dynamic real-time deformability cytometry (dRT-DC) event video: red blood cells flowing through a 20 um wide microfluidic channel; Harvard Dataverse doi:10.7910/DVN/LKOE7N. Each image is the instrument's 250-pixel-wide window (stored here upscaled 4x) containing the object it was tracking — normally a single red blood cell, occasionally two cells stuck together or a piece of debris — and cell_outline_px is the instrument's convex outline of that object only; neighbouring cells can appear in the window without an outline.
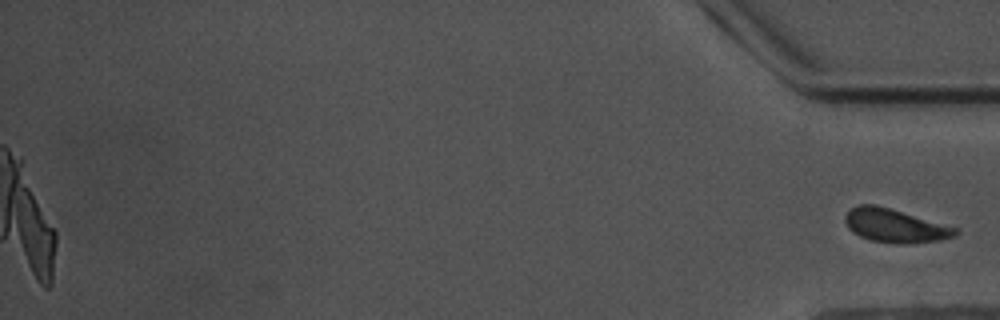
{"species": "common noctule bat (a hibernating species)", "species_latin": "Nyctalus noctula", "temperature_condition": "warm", "stored_images_in_passage": 60, "camera_frame_rate_fps": 3000, "um_per_image_px": 0.085, "animal": {"sex": "male", "body_mass_g": 17.5, "forearm_length_mm": 52.3}, "frame": {"image": 1, "passage_image": 60, "time_ms": 19.667, "image_size_px": [1000, 320], "cell_outline_px": [[960, 232], [956, 236], [940, 240], [912, 244], [896, 244], [872, 240], [860, 236], [852, 232], [848, 228], [844, 220], [844, 216], [856, 204], [876, 204], [960, 228]], "centroid_in_image_um": [76.11, 19.18], "position_along_channel_um": 359.1, "area_um2": 21.91}}